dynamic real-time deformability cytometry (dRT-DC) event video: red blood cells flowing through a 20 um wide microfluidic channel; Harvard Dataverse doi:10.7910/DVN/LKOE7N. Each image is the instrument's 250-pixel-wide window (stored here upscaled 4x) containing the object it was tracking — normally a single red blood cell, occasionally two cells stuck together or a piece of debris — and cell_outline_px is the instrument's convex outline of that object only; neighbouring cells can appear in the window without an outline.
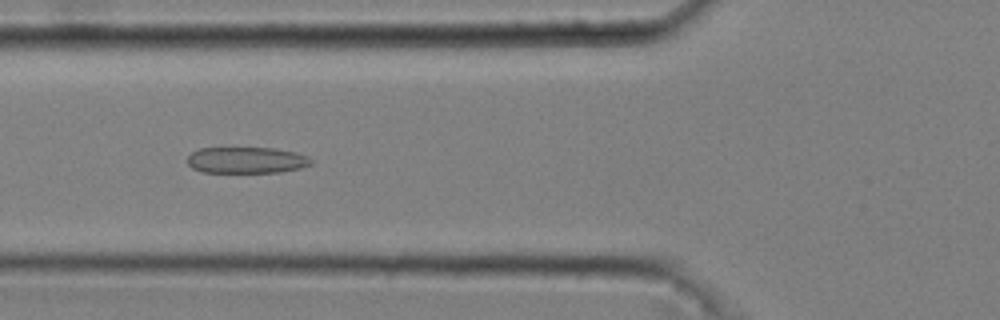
{"species": "common noctule bat (a hibernating species)", "species_latin": "Nyctalus noctula", "temperature_condition": "cold", "stored_images_in_passage": 9, "camera_frame_rate_fps": 3000, "um_per_image_px": 0.085, "animal": {"sex": "male", "body_mass_g": 20.4}, "frame": {"image": 1, "passage_image": 7, "time_ms": 2.0, "image_size_px": [1000, 320], "cell_outline_px": [[312, 164], [300, 168], [280, 172], [204, 172], [192, 168], [188, 164], [188, 156], [192, 152], [200, 148], [276, 148], [296, 152], [308, 156], [312, 160]], "centroid_in_image_um": [20.97, 13.61], "position_along_channel_um": 104.8, "area_um2": 18.96}}